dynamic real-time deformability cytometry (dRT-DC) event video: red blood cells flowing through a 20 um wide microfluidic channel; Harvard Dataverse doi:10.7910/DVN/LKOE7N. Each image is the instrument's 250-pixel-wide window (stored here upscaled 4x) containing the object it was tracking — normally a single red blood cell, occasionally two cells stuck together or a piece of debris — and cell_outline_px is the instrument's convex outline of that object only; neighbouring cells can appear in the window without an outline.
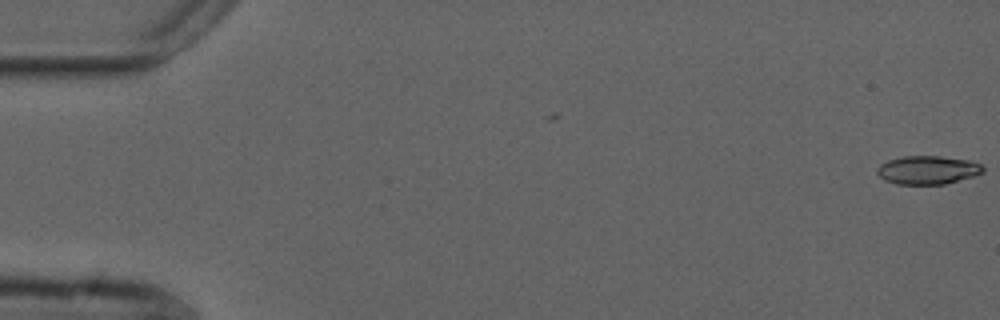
{"species": "common noctule bat (a hibernating species)", "species_latin": "Nyctalus noctula", "temperature_condition": "cold", "stored_images_in_passage": 13, "camera_frame_rate_fps": 3000, "um_per_image_px": 0.085, "animal": {"sex": "male", "forearm_length_mm": 52.5}, "frame": {"image": 1, "passage_image": 1, "time_ms": 0.0, "image_size_px": [1000, 320], "cell_outline_px": [[984, 172], [972, 176], [944, 184], [896, 184], [884, 180], [876, 172], [876, 168], [880, 164], [888, 160], [904, 156], [940, 156], [968, 160], [980, 164], [984, 168]], "centroid_in_image_um": [78.82, 14.45], "position_along_channel_um": 6.2, "area_um2": 17.46}}